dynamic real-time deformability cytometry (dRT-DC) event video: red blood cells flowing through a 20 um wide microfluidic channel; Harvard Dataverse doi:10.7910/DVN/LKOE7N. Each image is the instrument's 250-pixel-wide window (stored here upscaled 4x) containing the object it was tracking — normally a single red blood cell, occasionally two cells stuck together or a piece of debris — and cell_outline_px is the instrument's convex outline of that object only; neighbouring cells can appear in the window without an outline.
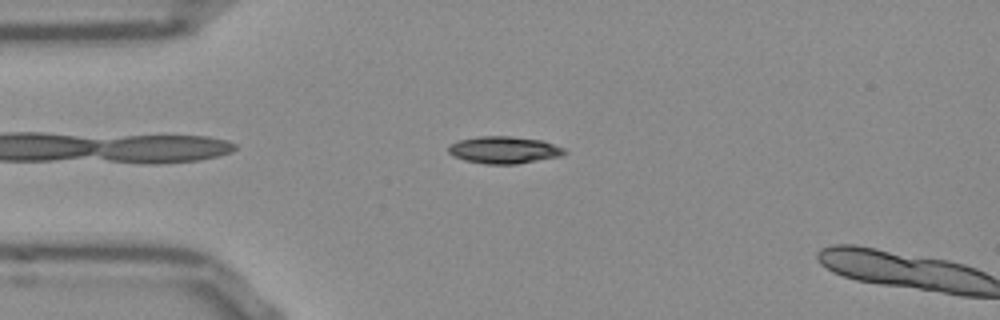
{"species": "Egyptian fruit bat (a non-hibernating species)", "species_latin": "Rousettus aegyptiacus", "temperature_condition": "room temperature", "stored_images_in_passage": 7, "camera_frame_rate_fps": 3000, "um_per_image_px": 0.085, "frame": {"image": 1, "passage_image": 5, "time_ms": 1.333, "image_size_px": [1000, 320], "cell_outline_px": [[568, 152], [560, 156], [516, 164], [484, 164], [464, 160], [448, 152], [448, 144], [460, 140], [480, 136], [512, 136], [544, 140], [564, 148]], "centroid_in_image_um": [42.86, 12.74], "position_along_channel_um": 42.1, "area_um2": 18.38}}